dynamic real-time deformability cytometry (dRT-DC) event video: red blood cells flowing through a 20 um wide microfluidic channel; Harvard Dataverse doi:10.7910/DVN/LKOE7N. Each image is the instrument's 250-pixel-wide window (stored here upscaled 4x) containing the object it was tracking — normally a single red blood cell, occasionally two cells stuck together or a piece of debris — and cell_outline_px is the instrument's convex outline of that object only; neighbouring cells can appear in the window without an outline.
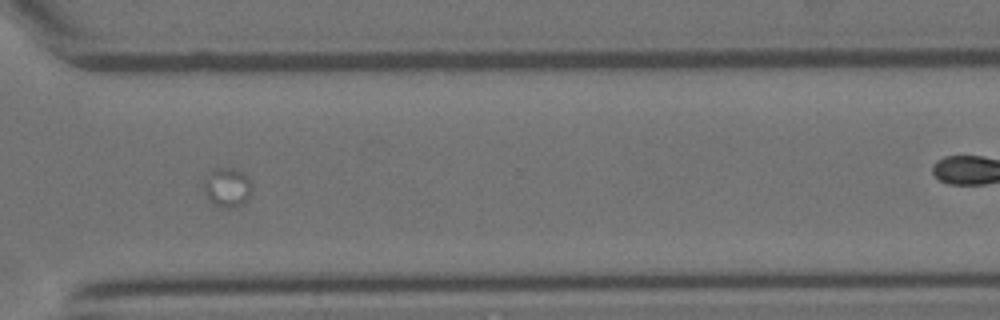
{"species": "Egyptian fruit bat (a non-hibernating species)", "species_latin": "Rousettus aegyptiacus", "temperature_condition": "room temperature", "stored_images_in_passage": 44, "segment_of_instrument_passage": [1, 2], "camera_frame_rate_fps": 3000, "um_per_image_px": 0.085, "animal": {"sex": "female"}, "frame": {"image": 1, "passage_image": 26, "time_ms": 8.333, "image_size_px": [1000, 320], "cell_outline_px": [[252, 188], [244, 204], [236, 208], [224, 208], [208, 200], [204, 192], [204, 180], [208, 172], [216, 168], [232, 168], [248, 176], [252, 180]], "centroid_in_image_um": [19.32, 15.93], "position_along_channel_um": 351.3, "area_um2": 11.16}}
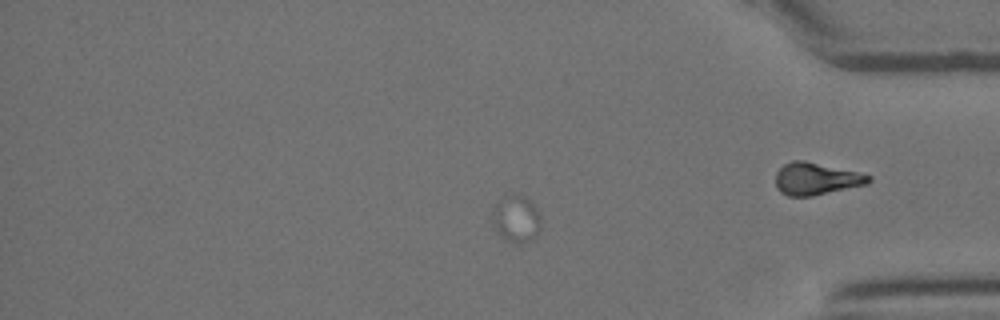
{"frame": {"image": 2, "passage_image": 32, "time_ms": 10.333, "image_size_px": [1000, 320], "cell_outline_px": [[540, 228], [536, 236], [532, 240], [520, 244], [516, 244], [504, 240], [496, 232], [492, 224], [492, 212], [496, 204], [504, 196], [512, 192], [516, 192], [524, 196], [536, 204], [540, 216]], "centroid_in_image_um": [43.88, 18.59], "position_along_channel_um": 391.3, "area_um2": 13.87}}